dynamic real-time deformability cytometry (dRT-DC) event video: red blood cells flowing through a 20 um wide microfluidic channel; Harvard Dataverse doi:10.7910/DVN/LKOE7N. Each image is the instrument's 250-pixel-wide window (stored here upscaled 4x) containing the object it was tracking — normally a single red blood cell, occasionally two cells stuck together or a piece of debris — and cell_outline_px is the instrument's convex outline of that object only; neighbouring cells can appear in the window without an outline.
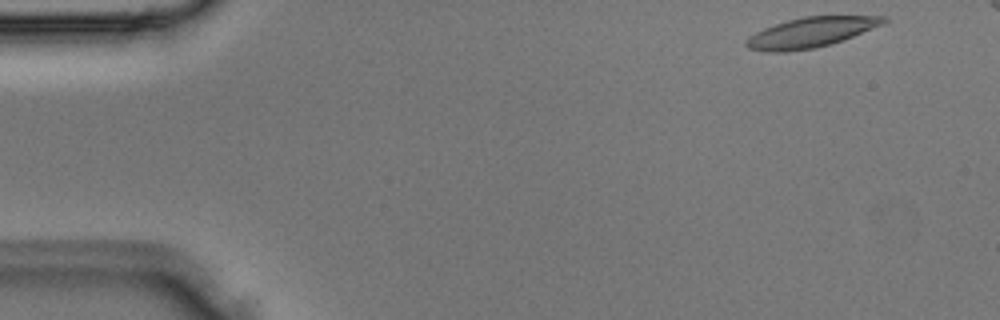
{"species": "Egyptian fruit bat (a non-hibernating species)", "species_latin": "Rousettus aegyptiacus", "temperature_condition": "room temperature", "stored_images_in_passage": 4, "camera_frame_rate_fps": 3000, "um_per_image_px": 0.085, "animal": {"sex": "male"}, "frame": {"image": 1, "passage_image": 1, "time_ms": 0.0, "image_size_px": [1000, 320], "cell_outline_px": [[892, 20], [884, 24], [852, 36], [828, 44], [812, 48], [780, 52], [768, 52], [748, 48], [744, 44], [756, 32], [764, 28], [788, 20], [804, 16], [888, 16]], "centroid_in_image_um": [68.97, 2.73], "position_along_channel_um": 16.0, "area_um2": 23.58}}